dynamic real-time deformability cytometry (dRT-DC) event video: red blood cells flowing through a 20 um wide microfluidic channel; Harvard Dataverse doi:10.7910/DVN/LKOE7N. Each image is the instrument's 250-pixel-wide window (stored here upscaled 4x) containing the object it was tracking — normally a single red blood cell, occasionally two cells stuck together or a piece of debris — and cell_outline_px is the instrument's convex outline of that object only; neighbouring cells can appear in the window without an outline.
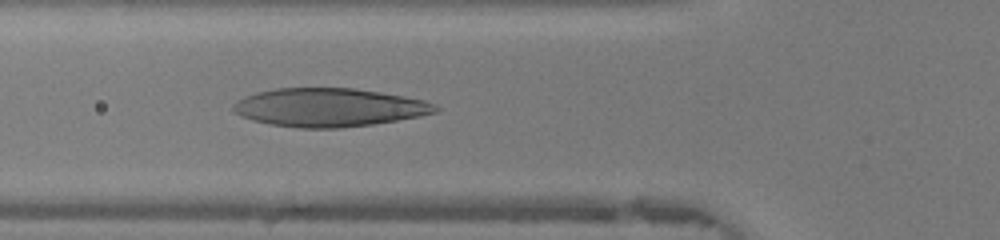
{"species": "human", "species_latin": "Homo sapiens", "temperature_condition": "warm", "stored_images_in_passage": 44, "camera_frame_rate_fps": 3000, "um_per_image_px": 0.085, "donor": {"sex": "female"}, "frame": {"image": 1, "passage_image": 14, "time_ms": 4.333, "image_size_px": [1000, 240], "cell_outline_px": [[440, 108], [436, 112], [420, 116], [372, 124], [340, 128], [300, 128], [272, 124], [252, 120], [240, 116], [232, 112], [232, 104], [236, 100], [244, 96], [256, 92], [276, 88], [352, 88], [380, 92], [404, 96], [424, 100], [436, 104]], "centroid_in_image_um": [27.93, 9.13], "position_along_channel_um": 97.9, "area_um2": 45.37}}
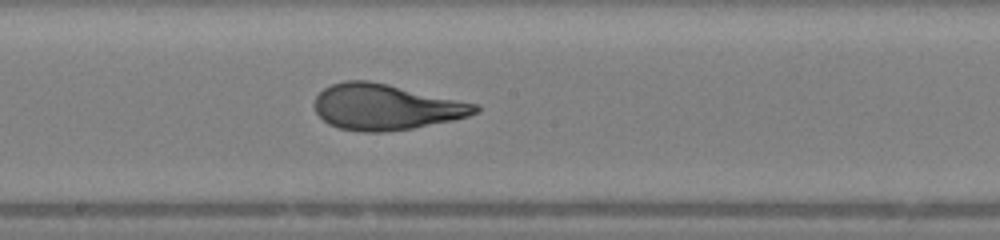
{"frame": {"image": 2, "passage_image": 22, "time_ms": 7.0, "image_size_px": [1000, 240], "cell_outline_px": [[480, 112], [468, 116], [452, 120], [412, 128], [384, 132], [364, 132], [340, 128], [328, 124], [316, 112], [316, 96], [324, 88], [332, 84], [344, 80], [368, 80], [388, 84], [480, 104]], "centroid_in_image_um": [32.83, 9.09], "position_along_channel_um": 215.4, "area_um2": 42.83}}
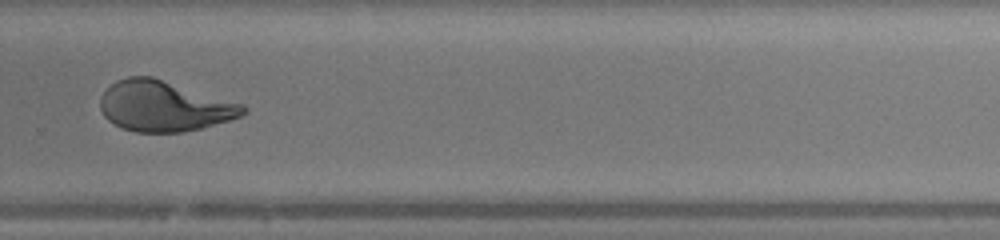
{"frame": {"image": 3, "passage_image": 29, "time_ms": 9.333, "image_size_px": [1000, 240], "cell_outline_px": [[248, 112], [240, 116], [228, 120], [200, 128], [184, 132], [136, 132], [124, 128], [108, 120], [104, 116], [100, 108], [100, 96], [116, 80], [128, 76], [152, 76], [244, 104], [248, 108]], "centroid_in_image_um": [13.95, 9.01], "position_along_channel_um": 315.8, "area_um2": 41.96}, "authors_computed_cell_mechanics": {"area_um2": 43.6968, "velocity_mm_per_s": 4.3705, "shape_relaxation_time_tau1_ms": 9.4354, "shape_relaxation_time_tau2_ms": 0.9167, "deformation_change_tau1": 0.401, "deformation_change_tau2": 0.0872}}